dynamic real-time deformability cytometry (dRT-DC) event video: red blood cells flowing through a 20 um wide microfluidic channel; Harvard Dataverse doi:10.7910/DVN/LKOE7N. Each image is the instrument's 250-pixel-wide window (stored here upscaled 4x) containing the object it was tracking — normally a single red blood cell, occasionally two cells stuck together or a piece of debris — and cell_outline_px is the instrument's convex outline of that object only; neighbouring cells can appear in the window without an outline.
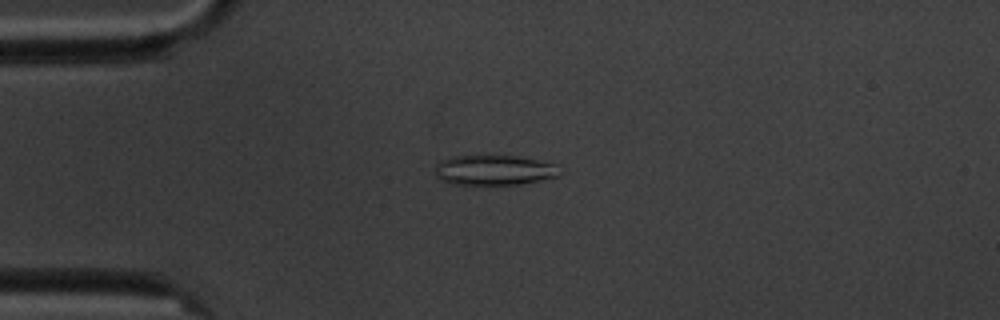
{"species": "common noctule bat (a hibernating species)", "species_latin": "Nyctalus noctula", "temperature_condition": "cold", "stored_images_in_passage": 4, "camera_frame_rate_fps": 3000, "um_per_image_px": 0.085, "animal": {"sex": "male", "body_mass_g": 20.1, "forearm_length_mm": 53.5}, "frame": {"image": 1, "passage_image": 4, "time_ms": 3.333, "image_size_px": [1000, 320], "cell_outline_px": [[564, 172], [560, 176], [520, 184], [452, 184], [440, 180], [436, 176], [436, 164], [452, 156], [516, 156], [556, 164]], "centroid_in_image_um": [42.05, 14.47], "position_along_channel_um": 43.0, "area_um2": 21.79}}